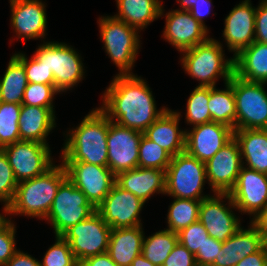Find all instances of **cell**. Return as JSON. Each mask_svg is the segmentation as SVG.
Segmentation results:
<instances>
[{"mask_svg": "<svg viewBox=\"0 0 267 266\" xmlns=\"http://www.w3.org/2000/svg\"><path fill=\"white\" fill-rule=\"evenodd\" d=\"M222 248V242L209 236L195 254L197 266L212 265Z\"/></svg>", "mask_w": 267, "mask_h": 266, "instance_id": "44", "label": "cell"}, {"mask_svg": "<svg viewBox=\"0 0 267 266\" xmlns=\"http://www.w3.org/2000/svg\"><path fill=\"white\" fill-rule=\"evenodd\" d=\"M250 223L256 228L263 239H267V206L251 218Z\"/></svg>", "mask_w": 267, "mask_h": 266, "instance_id": "50", "label": "cell"}, {"mask_svg": "<svg viewBox=\"0 0 267 266\" xmlns=\"http://www.w3.org/2000/svg\"><path fill=\"white\" fill-rule=\"evenodd\" d=\"M3 74L0 77V101L22 105L28 80L23 63L14 54Z\"/></svg>", "mask_w": 267, "mask_h": 266, "instance_id": "31", "label": "cell"}, {"mask_svg": "<svg viewBox=\"0 0 267 266\" xmlns=\"http://www.w3.org/2000/svg\"><path fill=\"white\" fill-rule=\"evenodd\" d=\"M18 182L5 153L0 149V202L8 207L15 195Z\"/></svg>", "mask_w": 267, "mask_h": 266, "instance_id": "40", "label": "cell"}, {"mask_svg": "<svg viewBox=\"0 0 267 266\" xmlns=\"http://www.w3.org/2000/svg\"><path fill=\"white\" fill-rule=\"evenodd\" d=\"M143 226L112 229L107 253L118 266H130L142 254Z\"/></svg>", "mask_w": 267, "mask_h": 266, "instance_id": "26", "label": "cell"}, {"mask_svg": "<svg viewBox=\"0 0 267 266\" xmlns=\"http://www.w3.org/2000/svg\"><path fill=\"white\" fill-rule=\"evenodd\" d=\"M108 130V117L98 107L93 108L75 128L63 134L66 140L60 160L108 166Z\"/></svg>", "mask_w": 267, "mask_h": 266, "instance_id": "2", "label": "cell"}, {"mask_svg": "<svg viewBox=\"0 0 267 266\" xmlns=\"http://www.w3.org/2000/svg\"><path fill=\"white\" fill-rule=\"evenodd\" d=\"M255 14L254 41L267 44V0H259Z\"/></svg>", "mask_w": 267, "mask_h": 266, "instance_id": "46", "label": "cell"}, {"mask_svg": "<svg viewBox=\"0 0 267 266\" xmlns=\"http://www.w3.org/2000/svg\"><path fill=\"white\" fill-rule=\"evenodd\" d=\"M16 223L7 219L0 226V266H4L18 250L16 247Z\"/></svg>", "mask_w": 267, "mask_h": 266, "instance_id": "42", "label": "cell"}, {"mask_svg": "<svg viewBox=\"0 0 267 266\" xmlns=\"http://www.w3.org/2000/svg\"><path fill=\"white\" fill-rule=\"evenodd\" d=\"M166 170L137 167L116 175V184L147 203L154 194L165 195Z\"/></svg>", "mask_w": 267, "mask_h": 266, "instance_id": "22", "label": "cell"}, {"mask_svg": "<svg viewBox=\"0 0 267 266\" xmlns=\"http://www.w3.org/2000/svg\"><path fill=\"white\" fill-rule=\"evenodd\" d=\"M252 4L243 0L225 17L222 37L233 57L254 42L256 7Z\"/></svg>", "mask_w": 267, "mask_h": 266, "instance_id": "21", "label": "cell"}, {"mask_svg": "<svg viewBox=\"0 0 267 266\" xmlns=\"http://www.w3.org/2000/svg\"><path fill=\"white\" fill-rule=\"evenodd\" d=\"M205 164L212 193H229L243 166L237 140L233 137Z\"/></svg>", "mask_w": 267, "mask_h": 266, "instance_id": "18", "label": "cell"}, {"mask_svg": "<svg viewBox=\"0 0 267 266\" xmlns=\"http://www.w3.org/2000/svg\"><path fill=\"white\" fill-rule=\"evenodd\" d=\"M13 54L23 63L28 83L53 85L55 87L53 73L49 72L47 67L34 55L29 58L24 52L17 53L15 51Z\"/></svg>", "mask_w": 267, "mask_h": 266, "instance_id": "39", "label": "cell"}, {"mask_svg": "<svg viewBox=\"0 0 267 266\" xmlns=\"http://www.w3.org/2000/svg\"><path fill=\"white\" fill-rule=\"evenodd\" d=\"M79 266H118L107 252L84 259Z\"/></svg>", "mask_w": 267, "mask_h": 266, "instance_id": "49", "label": "cell"}, {"mask_svg": "<svg viewBox=\"0 0 267 266\" xmlns=\"http://www.w3.org/2000/svg\"><path fill=\"white\" fill-rule=\"evenodd\" d=\"M40 266H79L69 243L62 236H55V242L46 250Z\"/></svg>", "mask_w": 267, "mask_h": 266, "instance_id": "37", "label": "cell"}, {"mask_svg": "<svg viewBox=\"0 0 267 266\" xmlns=\"http://www.w3.org/2000/svg\"><path fill=\"white\" fill-rule=\"evenodd\" d=\"M4 266H40V261L28 252L18 249Z\"/></svg>", "mask_w": 267, "mask_h": 266, "instance_id": "47", "label": "cell"}, {"mask_svg": "<svg viewBox=\"0 0 267 266\" xmlns=\"http://www.w3.org/2000/svg\"><path fill=\"white\" fill-rule=\"evenodd\" d=\"M264 247H265L266 253H267V239H264Z\"/></svg>", "mask_w": 267, "mask_h": 266, "instance_id": "53", "label": "cell"}, {"mask_svg": "<svg viewBox=\"0 0 267 266\" xmlns=\"http://www.w3.org/2000/svg\"><path fill=\"white\" fill-rule=\"evenodd\" d=\"M97 24L105 53L118 68L117 75H134L142 44L140 32L112 15H101Z\"/></svg>", "mask_w": 267, "mask_h": 266, "instance_id": "5", "label": "cell"}, {"mask_svg": "<svg viewBox=\"0 0 267 266\" xmlns=\"http://www.w3.org/2000/svg\"><path fill=\"white\" fill-rule=\"evenodd\" d=\"M67 179V173L60 162L44 174L18 183L11 204L7 207L9 219L12 215L44 220L48 215L60 185Z\"/></svg>", "mask_w": 267, "mask_h": 266, "instance_id": "3", "label": "cell"}, {"mask_svg": "<svg viewBox=\"0 0 267 266\" xmlns=\"http://www.w3.org/2000/svg\"><path fill=\"white\" fill-rule=\"evenodd\" d=\"M34 52L33 55L53 73L55 88L61 94L77 87L86 76L81 54L69 43L46 41Z\"/></svg>", "mask_w": 267, "mask_h": 266, "instance_id": "6", "label": "cell"}, {"mask_svg": "<svg viewBox=\"0 0 267 266\" xmlns=\"http://www.w3.org/2000/svg\"><path fill=\"white\" fill-rule=\"evenodd\" d=\"M267 83L250 82L233 74L236 127L267 129Z\"/></svg>", "mask_w": 267, "mask_h": 266, "instance_id": "9", "label": "cell"}, {"mask_svg": "<svg viewBox=\"0 0 267 266\" xmlns=\"http://www.w3.org/2000/svg\"><path fill=\"white\" fill-rule=\"evenodd\" d=\"M67 178L82 191L94 208H97L116 183V175L108 166L82 161H59Z\"/></svg>", "mask_w": 267, "mask_h": 266, "instance_id": "13", "label": "cell"}, {"mask_svg": "<svg viewBox=\"0 0 267 266\" xmlns=\"http://www.w3.org/2000/svg\"><path fill=\"white\" fill-rule=\"evenodd\" d=\"M141 132L109 120L108 168L117 175L138 167Z\"/></svg>", "mask_w": 267, "mask_h": 266, "instance_id": "16", "label": "cell"}, {"mask_svg": "<svg viewBox=\"0 0 267 266\" xmlns=\"http://www.w3.org/2000/svg\"><path fill=\"white\" fill-rule=\"evenodd\" d=\"M177 4L180 5L177 10L189 11L197 21L208 29L204 20L211 13L212 0H178Z\"/></svg>", "mask_w": 267, "mask_h": 266, "instance_id": "43", "label": "cell"}, {"mask_svg": "<svg viewBox=\"0 0 267 266\" xmlns=\"http://www.w3.org/2000/svg\"><path fill=\"white\" fill-rule=\"evenodd\" d=\"M55 108L22 105L19 117L20 140L47 144V137L56 128Z\"/></svg>", "mask_w": 267, "mask_h": 266, "instance_id": "25", "label": "cell"}, {"mask_svg": "<svg viewBox=\"0 0 267 266\" xmlns=\"http://www.w3.org/2000/svg\"><path fill=\"white\" fill-rule=\"evenodd\" d=\"M222 243V248L213 266H235L243 258L256 253L264 246V239L249 222Z\"/></svg>", "mask_w": 267, "mask_h": 266, "instance_id": "24", "label": "cell"}, {"mask_svg": "<svg viewBox=\"0 0 267 266\" xmlns=\"http://www.w3.org/2000/svg\"><path fill=\"white\" fill-rule=\"evenodd\" d=\"M172 156L142 134L139 143L138 167L167 170Z\"/></svg>", "mask_w": 267, "mask_h": 266, "instance_id": "36", "label": "cell"}, {"mask_svg": "<svg viewBox=\"0 0 267 266\" xmlns=\"http://www.w3.org/2000/svg\"><path fill=\"white\" fill-rule=\"evenodd\" d=\"M229 195L241 215L253 218L267 206V174L242 166Z\"/></svg>", "mask_w": 267, "mask_h": 266, "instance_id": "19", "label": "cell"}, {"mask_svg": "<svg viewBox=\"0 0 267 266\" xmlns=\"http://www.w3.org/2000/svg\"><path fill=\"white\" fill-rule=\"evenodd\" d=\"M96 211L87 197L68 178L60 185L51 209L44 219L53 228L54 236H62L78 222Z\"/></svg>", "mask_w": 267, "mask_h": 266, "instance_id": "8", "label": "cell"}, {"mask_svg": "<svg viewBox=\"0 0 267 266\" xmlns=\"http://www.w3.org/2000/svg\"><path fill=\"white\" fill-rule=\"evenodd\" d=\"M1 150L5 153L18 183L44 174L57 162L53 160L50 145L36 141L20 140Z\"/></svg>", "mask_w": 267, "mask_h": 266, "instance_id": "11", "label": "cell"}, {"mask_svg": "<svg viewBox=\"0 0 267 266\" xmlns=\"http://www.w3.org/2000/svg\"><path fill=\"white\" fill-rule=\"evenodd\" d=\"M181 112L168 110L143 133L172 157L185 151L186 130L180 128Z\"/></svg>", "mask_w": 267, "mask_h": 266, "instance_id": "23", "label": "cell"}, {"mask_svg": "<svg viewBox=\"0 0 267 266\" xmlns=\"http://www.w3.org/2000/svg\"><path fill=\"white\" fill-rule=\"evenodd\" d=\"M210 87L196 86L190 93L186 103L185 122L190 127L211 122L208 109Z\"/></svg>", "mask_w": 267, "mask_h": 266, "instance_id": "34", "label": "cell"}, {"mask_svg": "<svg viewBox=\"0 0 267 266\" xmlns=\"http://www.w3.org/2000/svg\"><path fill=\"white\" fill-rule=\"evenodd\" d=\"M205 183H208L205 163L186 151L171 158L166 170L165 195L202 200L211 196L203 192Z\"/></svg>", "mask_w": 267, "mask_h": 266, "instance_id": "7", "label": "cell"}, {"mask_svg": "<svg viewBox=\"0 0 267 266\" xmlns=\"http://www.w3.org/2000/svg\"><path fill=\"white\" fill-rule=\"evenodd\" d=\"M177 243V233L167 230L166 228L148 237L144 234L142 255L152 264L162 266Z\"/></svg>", "mask_w": 267, "mask_h": 266, "instance_id": "32", "label": "cell"}, {"mask_svg": "<svg viewBox=\"0 0 267 266\" xmlns=\"http://www.w3.org/2000/svg\"><path fill=\"white\" fill-rule=\"evenodd\" d=\"M220 40L209 37L205 42L180 52L182 69L197 86L213 87L219 79L227 83L234 74V57L226 58ZM183 55V56H182Z\"/></svg>", "mask_w": 267, "mask_h": 266, "instance_id": "4", "label": "cell"}, {"mask_svg": "<svg viewBox=\"0 0 267 266\" xmlns=\"http://www.w3.org/2000/svg\"><path fill=\"white\" fill-rule=\"evenodd\" d=\"M225 88L217 86L210 87L208 109L211 121L227 125L235 130L236 127V105L233 92V75L224 83Z\"/></svg>", "mask_w": 267, "mask_h": 266, "instance_id": "30", "label": "cell"}, {"mask_svg": "<svg viewBox=\"0 0 267 266\" xmlns=\"http://www.w3.org/2000/svg\"><path fill=\"white\" fill-rule=\"evenodd\" d=\"M164 12L162 6L160 18L165 15L166 20L162 38L178 52L193 48L210 37V29L197 21L189 11L171 9L166 14Z\"/></svg>", "mask_w": 267, "mask_h": 266, "instance_id": "15", "label": "cell"}, {"mask_svg": "<svg viewBox=\"0 0 267 266\" xmlns=\"http://www.w3.org/2000/svg\"><path fill=\"white\" fill-rule=\"evenodd\" d=\"M130 266H156L149 262L142 254L137 256Z\"/></svg>", "mask_w": 267, "mask_h": 266, "instance_id": "51", "label": "cell"}, {"mask_svg": "<svg viewBox=\"0 0 267 266\" xmlns=\"http://www.w3.org/2000/svg\"><path fill=\"white\" fill-rule=\"evenodd\" d=\"M20 104L0 102V149L20 141L19 117Z\"/></svg>", "mask_w": 267, "mask_h": 266, "instance_id": "35", "label": "cell"}, {"mask_svg": "<svg viewBox=\"0 0 267 266\" xmlns=\"http://www.w3.org/2000/svg\"><path fill=\"white\" fill-rule=\"evenodd\" d=\"M173 199L168 206L166 229L178 233L183 228L199 221V208L202 200Z\"/></svg>", "mask_w": 267, "mask_h": 266, "instance_id": "33", "label": "cell"}, {"mask_svg": "<svg viewBox=\"0 0 267 266\" xmlns=\"http://www.w3.org/2000/svg\"><path fill=\"white\" fill-rule=\"evenodd\" d=\"M111 231V227L95 211L84 221L73 225L62 237L80 263L86 258L107 252Z\"/></svg>", "mask_w": 267, "mask_h": 266, "instance_id": "10", "label": "cell"}, {"mask_svg": "<svg viewBox=\"0 0 267 266\" xmlns=\"http://www.w3.org/2000/svg\"><path fill=\"white\" fill-rule=\"evenodd\" d=\"M144 205L133 193L115 183L96 211L111 229L143 226L140 214Z\"/></svg>", "mask_w": 267, "mask_h": 266, "instance_id": "14", "label": "cell"}, {"mask_svg": "<svg viewBox=\"0 0 267 266\" xmlns=\"http://www.w3.org/2000/svg\"><path fill=\"white\" fill-rule=\"evenodd\" d=\"M235 266H267V253L263 246L259 251L243 258Z\"/></svg>", "mask_w": 267, "mask_h": 266, "instance_id": "48", "label": "cell"}, {"mask_svg": "<svg viewBox=\"0 0 267 266\" xmlns=\"http://www.w3.org/2000/svg\"><path fill=\"white\" fill-rule=\"evenodd\" d=\"M178 242L185 246L192 254H196L203 246L209 234L204 225L197 221L178 233Z\"/></svg>", "mask_w": 267, "mask_h": 266, "instance_id": "41", "label": "cell"}, {"mask_svg": "<svg viewBox=\"0 0 267 266\" xmlns=\"http://www.w3.org/2000/svg\"><path fill=\"white\" fill-rule=\"evenodd\" d=\"M3 214L0 213V226L8 219L7 207L3 205Z\"/></svg>", "mask_w": 267, "mask_h": 266, "instance_id": "52", "label": "cell"}, {"mask_svg": "<svg viewBox=\"0 0 267 266\" xmlns=\"http://www.w3.org/2000/svg\"><path fill=\"white\" fill-rule=\"evenodd\" d=\"M243 166L267 174V129L234 130Z\"/></svg>", "mask_w": 267, "mask_h": 266, "instance_id": "27", "label": "cell"}, {"mask_svg": "<svg viewBox=\"0 0 267 266\" xmlns=\"http://www.w3.org/2000/svg\"><path fill=\"white\" fill-rule=\"evenodd\" d=\"M146 79L135 75H115L103 92L98 108L112 122L144 133L169 107L157 109Z\"/></svg>", "mask_w": 267, "mask_h": 266, "instance_id": "1", "label": "cell"}, {"mask_svg": "<svg viewBox=\"0 0 267 266\" xmlns=\"http://www.w3.org/2000/svg\"><path fill=\"white\" fill-rule=\"evenodd\" d=\"M43 0H9L10 27L16 40H43L47 32L46 5ZM43 38V39H42Z\"/></svg>", "mask_w": 267, "mask_h": 266, "instance_id": "17", "label": "cell"}, {"mask_svg": "<svg viewBox=\"0 0 267 266\" xmlns=\"http://www.w3.org/2000/svg\"><path fill=\"white\" fill-rule=\"evenodd\" d=\"M234 209L237 210L229 193H213L202 199L199 221L204 225L209 236L223 243L242 225Z\"/></svg>", "mask_w": 267, "mask_h": 266, "instance_id": "12", "label": "cell"}, {"mask_svg": "<svg viewBox=\"0 0 267 266\" xmlns=\"http://www.w3.org/2000/svg\"><path fill=\"white\" fill-rule=\"evenodd\" d=\"M118 12L113 17L141 32L160 18L161 0H115Z\"/></svg>", "mask_w": 267, "mask_h": 266, "instance_id": "29", "label": "cell"}, {"mask_svg": "<svg viewBox=\"0 0 267 266\" xmlns=\"http://www.w3.org/2000/svg\"><path fill=\"white\" fill-rule=\"evenodd\" d=\"M234 74L250 82L267 83V44L254 41L234 57Z\"/></svg>", "mask_w": 267, "mask_h": 266, "instance_id": "28", "label": "cell"}, {"mask_svg": "<svg viewBox=\"0 0 267 266\" xmlns=\"http://www.w3.org/2000/svg\"><path fill=\"white\" fill-rule=\"evenodd\" d=\"M162 266H197L195 255L179 242Z\"/></svg>", "mask_w": 267, "mask_h": 266, "instance_id": "45", "label": "cell"}, {"mask_svg": "<svg viewBox=\"0 0 267 266\" xmlns=\"http://www.w3.org/2000/svg\"><path fill=\"white\" fill-rule=\"evenodd\" d=\"M185 130V151L203 163L208 162L234 137L232 128L213 121Z\"/></svg>", "mask_w": 267, "mask_h": 266, "instance_id": "20", "label": "cell"}, {"mask_svg": "<svg viewBox=\"0 0 267 266\" xmlns=\"http://www.w3.org/2000/svg\"><path fill=\"white\" fill-rule=\"evenodd\" d=\"M61 94L53 85L28 83L22 105L54 108L55 95Z\"/></svg>", "mask_w": 267, "mask_h": 266, "instance_id": "38", "label": "cell"}]
</instances>
